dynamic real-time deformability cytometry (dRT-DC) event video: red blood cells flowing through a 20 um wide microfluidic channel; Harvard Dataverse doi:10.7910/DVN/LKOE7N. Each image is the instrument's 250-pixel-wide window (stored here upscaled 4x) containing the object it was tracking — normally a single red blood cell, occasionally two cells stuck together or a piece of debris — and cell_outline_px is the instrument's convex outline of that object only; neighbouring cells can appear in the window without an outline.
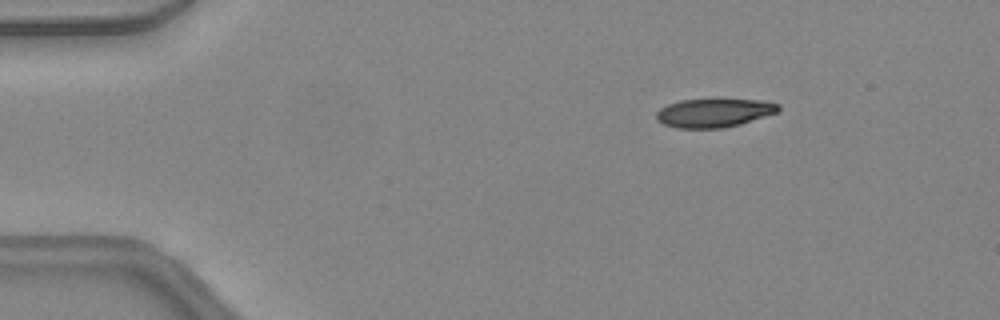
{"species": "common noctule bat (a hibernating species)", "species_latin": "Nyctalus noctula", "temperature_condition": "warm", "stored_images_in_passage": 41, "camera_frame_rate_fps": 3000, "um_per_image_px": 0.085, "animal": {"sex": "female", "body_mass_g": 24.6, "forearm_length_mm": 56.2}, "frame": {"image": 1, "passage_image": 2, "time_ms": 0.333, "image_size_px": [1000, 320], "cell_outline_px": [[780, 108], [776, 112], [740, 124], [724, 128], [676, 128], [664, 124], [656, 120], [656, 112], [660, 108], [668, 104], [680, 100], [716, 96], [720, 96], [760, 100], [780, 104]], "centroid_in_image_um": [60.67, 9.53], "position_along_channel_um": 24.3, "area_um2": 21.33}}
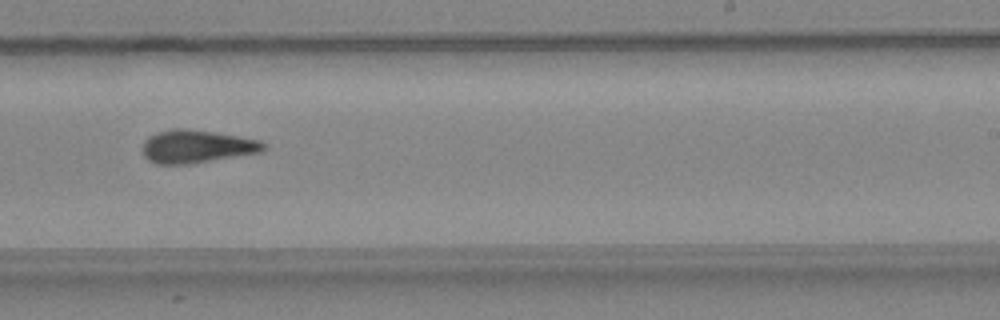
{"frame": {"image": 2, "passage_image": 24, "time_ms": 7.667, "image_size_px": [1000, 320], "cell_outline_px": [[268, 144], [260, 152], [192, 164], [156, 164], [148, 160], [144, 156], [144, 140], [148, 136], [156, 132], [172, 128], [188, 128], [260, 140]], "centroid_in_image_um": [16.69, 12.45], "position_along_channel_um": 272.3, "area_um2": 23.29}}
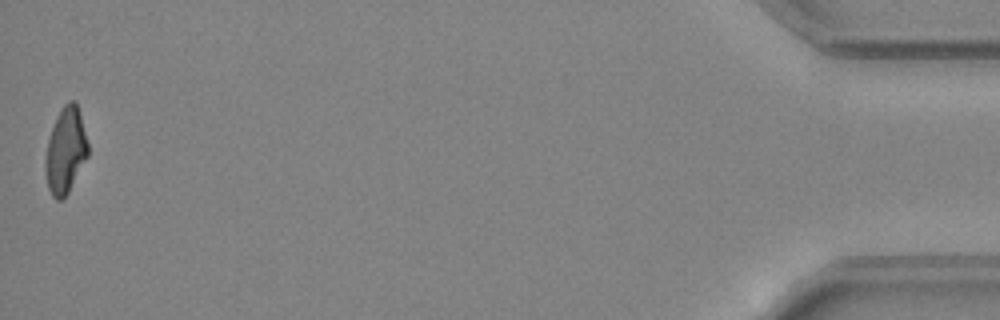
{"frame": {"image": 3, "passage_image": 41, "time_ms": 13.333, "image_size_px": [1000, 320], "cell_outline_px": [[88, 156], [68, 192], [60, 200], [56, 200], [52, 196], [48, 188], [44, 168], [44, 160], [48, 140], [56, 116], [60, 108], [68, 100], [76, 100], [80, 112], [88, 144]], "centroid_in_image_um": [5.56, 12.76], "position_along_channel_um": 429.6, "area_um2": 21.44}, "authors_computed_cell_mechanics": {"area_um2": 22.831, "velocity_mm_per_s": 4.485, "shape_relaxation_time_tau1_ms": 6.4493, "shape_relaxation_time_tau2_ms": 4.769, "deformation_change_tau1": 0.2375, "deformation_change_tau2": 0.1668}}